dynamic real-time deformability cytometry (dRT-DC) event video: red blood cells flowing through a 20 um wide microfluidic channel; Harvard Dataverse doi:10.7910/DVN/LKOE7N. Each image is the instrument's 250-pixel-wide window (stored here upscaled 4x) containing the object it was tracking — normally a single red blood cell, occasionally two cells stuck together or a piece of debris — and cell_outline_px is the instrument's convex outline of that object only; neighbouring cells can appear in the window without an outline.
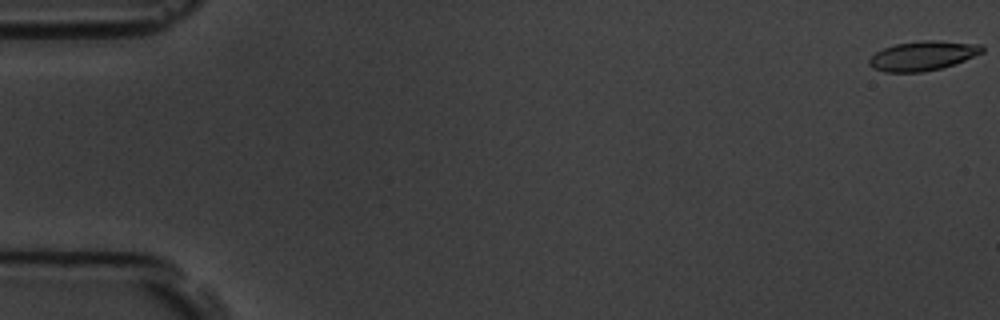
{"species": "common noctule bat (a hibernating species)", "species_latin": "Nyctalus noctula", "temperature_condition": "room temperature", "stored_images_in_passage": 4, "camera_frame_rate_fps": 3000, "um_per_image_px": 0.085, "animal": {"sex": "male", "body_mass_g": 19.5, "forearm_length_mm": 54.6}, "frame": {"image": 1, "passage_image": 1, "time_ms": 0.0, "image_size_px": [1000, 320], "cell_outline_px": [[984, 52], [964, 60], [940, 68], [920, 72], [884, 72], [872, 68], [868, 64], [868, 60], [876, 52], [884, 48], [896, 44], [924, 40], [936, 40], [980, 44], [984, 48]], "centroid_in_image_um": [78.42, 4.74], "position_along_channel_um": 6.6, "area_um2": 19.25}}